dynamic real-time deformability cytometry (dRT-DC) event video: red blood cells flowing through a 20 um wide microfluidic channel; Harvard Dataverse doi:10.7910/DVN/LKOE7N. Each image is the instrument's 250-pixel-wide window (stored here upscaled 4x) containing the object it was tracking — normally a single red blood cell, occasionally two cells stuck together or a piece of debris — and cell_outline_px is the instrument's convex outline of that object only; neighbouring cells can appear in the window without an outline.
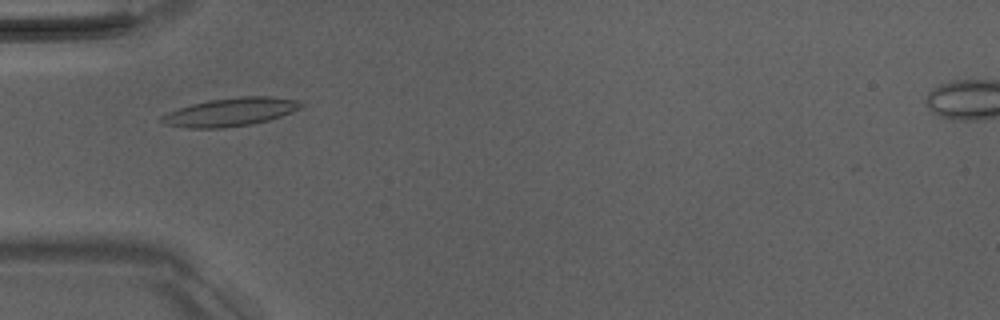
{"species": "Egyptian fruit bat (a non-hibernating species)", "species_latin": "Rousettus aegyptiacus", "temperature_condition": "room temperature", "stored_images_in_passage": 8, "camera_frame_rate_fps": 3000, "um_per_image_px": 0.085, "animal": {"sex": "male"}, "frame": {"image": 1, "passage_image": 5, "time_ms": 5.667, "image_size_px": [1000, 320], "cell_outline_px": [[304, 108], [268, 120], [252, 124], [224, 128], [188, 128], [164, 124], [160, 120], [160, 116], [168, 112], [192, 104], [208, 100], [240, 96], [272, 96], [296, 100], [304, 104]], "centroid_in_image_um": [19.61, 9.52], "position_along_channel_um": 65.4, "area_um2": 23.06}}
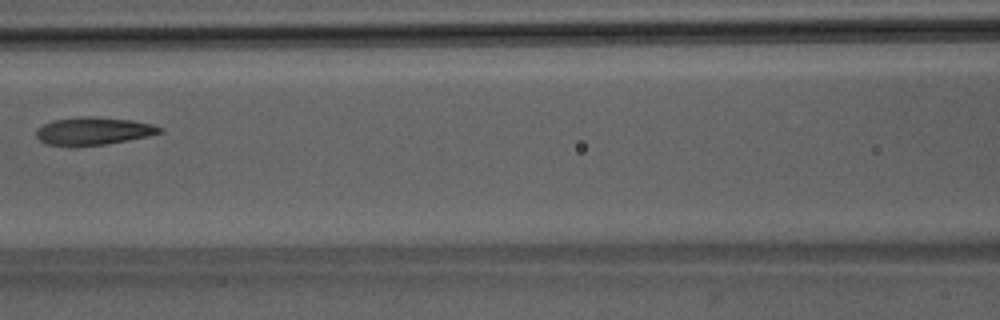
{"frame": {"image": 2, "passage_image": 7, "time_ms": 8.0, "image_size_px": [1000, 320], "cell_outline_px": [[164, 132], [148, 136], [108, 144], [44, 144], [36, 136], [36, 128], [44, 124], [56, 120], [80, 116], [88, 116], [132, 120], [152, 124], [164, 128]], "centroid_in_image_um": [7.99, 11.11], "position_along_channel_um": 158.6, "area_um2": 19.54}}